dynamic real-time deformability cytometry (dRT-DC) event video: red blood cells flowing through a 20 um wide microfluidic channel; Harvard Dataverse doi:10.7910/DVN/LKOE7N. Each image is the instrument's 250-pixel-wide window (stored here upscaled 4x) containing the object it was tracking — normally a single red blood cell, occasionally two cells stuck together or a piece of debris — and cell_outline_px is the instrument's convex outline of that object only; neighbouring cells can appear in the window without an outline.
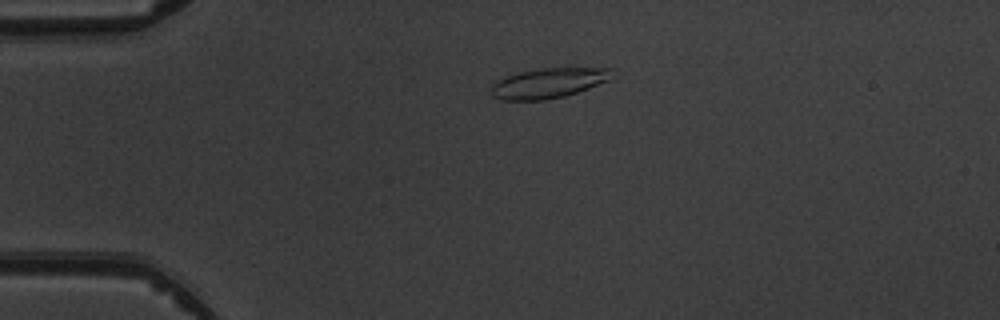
{"species": "common noctule bat (a hibernating species)", "species_latin": "Nyctalus noctula", "temperature_condition": "warm", "stored_images_in_passage": 4, "camera_frame_rate_fps": 3000, "um_per_image_px": 0.085, "animal": {"sex": "male", "body_mass_g": 19.5, "forearm_length_mm": 54.6}, "frame": {"image": 1, "passage_image": 3, "time_ms": 2.333, "image_size_px": [1000, 320], "cell_outline_px": [[612, 68], [608, 80], [588, 88], [564, 96], [544, 100], [500, 100], [492, 96], [492, 84], [500, 76], [540, 68]], "centroid_in_image_um": [46.52, 7.06], "position_along_channel_um": 38.5, "area_um2": 21.04}}